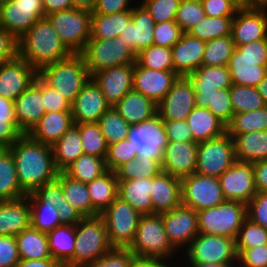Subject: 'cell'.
<instances>
[{
    "instance_id": "obj_1",
    "label": "cell",
    "mask_w": 267,
    "mask_h": 267,
    "mask_svg": "<svg viewBox=\"0 0 267 267\" xmlns=\"http://www.w3.org/2000/svg\"><path fill=\"white\" fill-rule=\"evenodd\" d=\"M8 149L15 161L18 182L26 195L56 180L59 171L54 163L52 146L22 134Z\"/></svg>"
},
{
    "instance_id": "obj_2",
    "label": "cell",
    "mask_w": 267,
    "mask_h": 267,
    "mask_svg": "<svg viewBox=\"0 0 267 267\" xmlns=\"http://www.w3.org/2000/svg\"><path fill=\"white\" fill-rule=\"evenodd\" d=\"M71 55L46 17L37 20L18 39V56L37 72L44 66L65 60Z\"/></svg>"
},
{
    "instance_id": "obj_3",
    "label": "cell",
    "mask_w": 267,
    "mask_h": 267,
    "mask_svg": "<svg viewBox=\"0 0 267 267\" xmlns=\"http://www.w3.org/2000/svg\"><path fill=\"white\" fill-rule=\"evenodd\" d=\"M38 76L71 104L91 77L80 54L44 66Z\"/></svg>"
},
{
    "instance_id": "obj_4",
    "label": "cell",
    "mask_w": 267,
    "mask_h": 267,
    "mask_svg": "<svg viewBox=\"0 0 267 267\" xmlns=\"http://www.w3.org/2000/svg\"><path fill=\"white\" fill-rule=\"evenodd\" d=\"M112 247L104 219L100 215L84 217L75 225L73 267H85Z\"/></svg>"
},
{
    "instance_id": "obj_5",
    "label": "cell",
    "mask_w": 267,
    "mask_h": 267,
    "mask_svg": "<svg viewBox=\"0 0 267 267\" xmlns=\"http://www.w3.org/2000/svg\"><path fill=\"white\" fill-rule=\"evenodd\" d=\"M138 258L167 259L175 251L160 214L141 215L135 237L128 247Z\"/></svg>"
},
{
    "instance_id": "obj_6",
    "label": "cell",
    "mask_w": 267,
    "mask_h": 267,
    "mask_svg": "<svg viewBox=\"0 0 267 267\" xmlns=\"http://www.w3.org/2000/svg\"><path fill=\"white\" fill-rule=\"evenodd\" d=\"M197 213L199 233L236 239L247 218V204L225 200L215 207L199 210Z\"/></svg>"
},
{
    "instance_id": "obj_7",
    "label": "cell",
    "mask_w": 267,
    "mask_h": 267,
    "mask_svg": "<svg viewBox=\"0 0 267 267\" xmlns=\"http://www.w3.org/2000/svg\"><path fill=\"white\" fill-rule=\"evenodd\" d=\"M61 42L72 54H80L91 37L92 12L71 8L46 15Z\"/></svg>"
},
{
    "instance_id": "obj_8",
    "label": "cell",
    "mask_w": 267,
    "mask_h": 267,
    "mask_svg": "<svg viewBox=\"0 0 267 267\" xmlns=\"http://www.w3.org/2000/svg\"><path fill=\"white\" fill-rule=\"evenodd\" d=\"M80 55L90 76L97 71L136 62V53L120 36L113 39H89Z\"/></svg>"
},
{
    "instance_id": "obj_9",
    "label": "cell",
    "mask_w": 267,
    "mask_h": 267,
    "mask_svg": "<svg viewBox=\"0 0 267 267\" xmlns=\"http://www.w3.org/2000/svg\"><path fill=\"white\" fill-rule=\"evenodd\" d=\"M113 247H129L141 217L129 203L117 197L101 214Z\"/></svg>"
},
{
    "instance_id": "obj_10",
    "label": "cell",
    "mask_w": 267,
    "mask_h": 267,
    "mask_svg": "<svg viewBox=\"0 0 267 267\" xmlns=\"http://www.w3.org/2000/svg\"><path fill=\"white\" fill-rule=\"evenodd\" d=\"M236 161L233 138L226 132L198 144L196 173L219 177Z\"/></svg>"
},
{
    "instance_id": "obj_11",
    "label": "cell",
    "mask_w": 267,
    "mask_h": 267,
    "mask_svg": "<svg viewBox=\"0 0 267 267\" xmlns=\"http://www.w3.org/2000/svg\"><path fill=\"white\" fill-rule=\"evenodd\" d=\"M45 17L42 0L0 1V26L10 32L17 40L21 38L37 20Z\"/></svg>"
},
{
    "instance_id": "obj_12",
    "label": "cell",
    "mask_w": 267,
    "mask_h": 267,
    "mask_svg": "<svg viewBox=\"0 0 267 267\" xmlns=\"http://www.w3.org/2000/svg\"><path fill=\"white\" fill-rule=\"evenodd\" d=\"M187 249L189 263H228L238 261L235 239L199 233Z\"/></svg>"
},
{
    "instance_id": "obj_13",
    "label": "cell",
    "mask_w": 267,
    "mask_h": 267,
    "mask_svg": "<svg viewBox=\"0 0 267 267\" xmlns=\"http://www.w3.org/2000/svg\"><path fill=\"white\" fill-rule=\"evenodd\" d=\"M182 205L195 211L215 207L225 201L219 178L193 173L181 179Z\"/></svg>"
},
{
    "instance_id": "obj_14",
    "label": "cell",
    "mask_w": 267,
    "mask_h": 267,
    "mask_svg": "<svg viewBox=\"0 0 267 267\" xmlns=\"http://www.w3.org/2000/svg\"><path fill=\"white\" fill-rule=\"evenodd\" d=\"M137 149V155L157 159L162 162L163 152L168 144L164 120L158 113L143 123L131 125L127 136Z\"/></svg>"
},
{
    "instance_id": "obj_15",
    "label": "cell",
    "mask_w": 267,
    "mask_h": 267,
    "mask_svg": "<svg viewBox=\"0 0 267 267\" xmlns=\"http://www.w3.org/2000/svg\"><path fill=\"white\" fill-rule=\"evenodd\" d=\"M267 4H251L237 11L231 35L236 46L267 39Z\"/></svg>"
},
{
    "instance_id": "obj_16",
    "label": "cell",
    "mask_w": 267,
    "mask_h": 267,
    "mask_svg": "<svg viewBox=\"0 0 267 267\" xmlns=\"http://www.w3.org/2000/svg\"><path fill=\"white\" fill-rule=\"evenodd\" d=\"M218 178L225 200L248 204L257 193L253 163L236 161Z\"/></svg>"
},
{
    "instance_id": "obj_17",
    "label": "cell",
    "mask_w": 267,
    "mask_h": 267,
    "mask_svg": "<svg viewBox=\"0 0 267 267\" xmlns=\"http://www.w3.org/2000/svg\"><path fill=\"white\" fill-rule=\"evenodd\" d=\"M160 215L170 244L176 250L186 244L189 247L191 241L199 234L198 213L192 208L181 204Z\"/></svg>"
},
{
    "instance_id": "obj_18",
    "label": "cell",
    "mask_w": 267,
    "mask_h": 267,
    "mask_svg": "<svg viewBox=\"0 0 267 267\" xmlns=\"http://www.w3.org/2000/svg\"><path fill=\"white\" fill-rule=\"evenodd\" d=\"M196 106L193 85L188 77L179 76L165 97L157 104L163 120H186Z\"/></svg>"
},
{
    "instance_id": "obj_19",
    "label": "cell",
    "mask_w": 267,
    "mask_h": 267,
    "mask_svg": "<svg viewBox=\"0 0 267 267\" xmlns=\"http://www.w3.org/2000/svg\"><path fill=\"white\" fill-rule=\"evenodd\" d=\"M134 68L135 63H130L97 71L91 75L110 107L115 106L133 89Z\"/></svg>"
},
{
    "instance_id": "obj_20",
    "label": "cell",
    "mask_w": 267,
    "mask_h": 267,
    "mask_svg": "<svg viewBox=\"0 0 267 267\" xmlns=\"http://www.w3.org/2000/svg\"><path fill=\"white\" fill-rule=\"evenodd\" d=\"M38 76V72L17 56L0 64V96L14 101Z\"/></svg>"
},
{
    "instance_id": "obj_21",
    "label": "cell",
    "mask_w": 267,
    "mask_h": 267,
    "mask_svg": "<svg viewBox=\"0 0 267 267\" xmlns=\"http://www.w3.org/2000/svg\"><path fill=\"white\" fill-rule=\"evenodd\" d=\"M14 111L22 134H28L45 114L42 79L39 76L14 100Z\"/></svg>"
},
{
    "instance_id": "obj_22",
    "label": "cell",
    "mask_w": 267,
    "mask_h": 267,
    "mask_svg": "<svg viewBox=\"0 0 267 267\" xmlns=\"http://www.w3.org/2000/svg\"><path fill=\"white\" fill-rule=\"evenodd\" d=\"M198 144L195 141H169L163 152L162 171L179 179L195 173Z\"/></svg>"
},
{
    "instance_id": "obj_23",
    "label": "cell",
    "mask_w": 267,
    "mask_h": 267,
    "mask_svg": "<svg viewBox=\"0 0 267 267\" xmlns=\"http://www.w3.org/2000/svg\"><path fill=\"white\" fill-rule=\"evenodd\" d=\"M109 108L101 89L90 77L71 104L73 123H97Z\"/></svg>"
},
{
    "instance_id": "obj_24",
    "label": "cell",
    "mask_w": 267,
    "mask_h": 267,
    "mask_svg": "<svg viewBox=\"0 0 267 267\" xmlns=\"http://www.w3.org/2000/svg\"><path fill=\"white\" fill-rule=\"evenodd\" d=\"M155 21L146 8L141 4L134 6L131 20L120 33L122 41L136 54L150 47L154 43Z\"/></svg>"
},
{
    "instance_id": "obj_25",
    "label": "cell",
    "mask_w": 267,
    "mask_h": 267,
    "mask_svg": "<svg viewBox=\"0 0 267 267\" xmlns=\"http://www.w3.org/2000/svg\"><path fill=\"white\" fill-rule=\"evenodd\" d=\"M178 77L174 71L147 69L135 62L133 89L158 104Z\"/></svg>"
},
{
    "instance_id": "obj_26",
    "label": "cell",
    "mask_w": 267,
    "mask_h": 267,
    "mask_svg": "<svg viewBox=\"0 0 267 267\" xmlns=\"http://www.w3.org/2000/svg\"><path fill=\"white\" fill-rule=\"evenodd\" d=\"M206 42L183 33L181 39L171 48L174 72L187 77L196 71L204 58Z\"/></svg>"
},
{
    "instance_id": "obj_27",
    "label": "cell",
    "mask_w": 267,
    "mask_h": 267,
    "mask_svg": "<svg viewBox=\"0 0 267 267\" xmlns=\"http://www.w3.org/2000/svg\"><path fill=\"white\" fill-rule=\"evenodd\" d=\"M151 199L153 214L170 211L182 204L181 179L161 171L152 178Z\"/></svg>"
},
{
    "instance_id": "obj_28",
    "label": "cell",
    "mask_w": 267,
    "mask_h": 267,
    "mask_svg": "<svg viewBox=\"0 0 267 267\" xmlns=\"http://www.w3.org/2000/svg\"><path fill=\"white\" fill-rule=\"evenodd\" d=\"M28 196L0 201V235L16 236L31 226Z\"/></svg>"
},
{
    "instance_id": "obj_29",
    "label": "cell",
    "mask_w": 267,
    "mask_h": 267,
    "mask_svg": "<svg viewBox=\"0 0 267 267\" xmlns=\"http://www.w3.org/2000/svg\"><path fill=\"white\" fill-rule=\"evenodd\" d=\"M72 125L71 111H52L45 113L28 135L40 143L53 146Z\"/></svg>"
},
{
    "instance_id": "obj_30",
    "label": "cell",
    "mask_w": 267,
    "mask_h": 267,
    "mask_svg": "<svg viewBox=\"0 0 267 267\" xmlns=\"http://www.w3.org/2000/svg\"><path fill=\"white\" fill-rule=\"evenodd\" d=\"M227 67L232 84L238 86L257 87L267 74V60H250L242 57V53L237 48Z\"/></svg>"
},
{
    "instance_id": "obj_31",
    "label": "cell",
    "mask_w": 267,
    "mask_h": 267,
    "mask_svg": "<svg viewBox=\"0 0 267 267\" xmlns=\"http://www.w3.org/2000/svg\"><path fill=\"white\" fill-rule=\"evenodd\" d=\"M113 107L129 125L143 123L157 113V104L134 89Z\"/></svg>"
},
{
    "instance_id": "obj_32",
    "label": "cell",
    "mask_w": 267,
    "mask_h": 267,
    "mask_svg": "<svg viewBox=\"0 0 267 267\" xmlns=\"http://www.w3.org/2000/svg\"><path fill=\"white\" fill-rule=\"evenodd\" d=\"M195 142L218 138L227 132V126L209 109L195 106L186 118Z\"/></svg>"
},
{
    "instance_id": "obj_33",
    "label": "cell",
    "mask_w": 267,
    "mask_h": 267,
    "mask_svg": "<svg viewBox=\"0 0 267 267\" xmlns=\"http://www.w3.org/2000/svg\"><path fill=\"white\" fill-rule=\"evenodd\" d=\"M152 178L118 180V197L129 203L141 215L153 214Z\"/></svg>"
},
{
    "instance_id": "obj_34",
    "label": "cell",
    "mask_w": 267,
    "mask_h": 267,
    "mask_svg": "<svg viewBox=\"0 0 267 267\" xmlns=\"http://www.w3.org/2000/svg\"><path fill=\"white\" fill-rule=\"evenodd\" d=\"M237 161L254 163L267 159V130L231 136Z\"/></svg>"
},
{
    "instance_id": "obj_35",
    "label": "cell",
    "mask_w": 267,
    "mask_h": 267,
    "mask_svg": "<svg viewBox=\"0 0 267 267\" xmlns=\"http://www.w3.org/2000/svg\"><path fill=\"white\" fill-rule=\"evenodd\" d=\"M93 206V217L100 215L118 197V179L107 170L86 184Z\"/></svg>"
},
{
    "instance_id": "obj_36",
    "label": "cell",
    "mask_w": 267,
    "mask_h": 267,
    "mask_svg": "<svg viewBox=\"0 0 267 267\" xmlns=\"http://www.w3.org/2000/svg\"><path fill=\"white\" fill-rule=\"evenodd\" d=\"M47 238L52 258L62 267H73L75 226H57L47 233Z\"/></svg>"
},
{
    "instance_id": "obj_37",
    "label": "cell",
    "mask_w": 267,
    "mask_h": 267,
    "mask_svg": "<svg viewBox=\"0 0 267 267\" xmlns=\"http://www.w3.org/2000/svg\"><path fill=\"white\" fill-rule=\"evenodd\" d=\"M52 150L56 169L63 172L84 154L78 127L75 124L72 125L52 146Z\"/></svg>"
},
{
    "instance_id": "obj_38",
    "label": "cell",
    "mask_w": 267,
    "mask_h": 267,
    "mask_svg": "<svg viewBox=\"0 0 267 267\" xmlns=\"http://www.w3.org/2000/svg\"><path fill=\"white\" fill-rule=\"evenodd\" d=\"M187 77L192 83L194 91H217V89H230L232 86L227 66L201 65Z\"/></svg>"
},
{
    "instance_id": "obj_39",
    "label": "cell",
    "mask_w": 267,
    "mask_h": 267,
    "mask_svg": "<svg viewBox=\"0 0 267 267\" xmlns=\"http://www.w3.org/2000/svg\"><path fill=\"white\" fill-rule=\"evenodd\" d=\"M26 196L18 182L15 161L8 148H0V201Z\"/></svg>"
},
{
    "instance_id": "obj_40",
    "label": "cell",
    "mask_w": 267,
    "mask_h": 267,
    "mask_svg": "<svg viewBox=\"0 0 267 267\" xmlns=\"http://www.w3.org/2000/svg\"><path fill=\"white\" fill-rule=\"evenodd\" d=\"M56 180L62 187L65 199L83 217H93V206L88 189L85 183L67 176L64 172H59Z\"/></svg>"
},
{
    "instance_id": "obj_41",
    "label": "cell",
    "mask_w": 267,
    "mask_h": 267,
    "mask_svg": "<svg viewBox=\"0 0 267 267\" xmlns=\"http://www.w3.org/2000/svg\"><path fill=\"white\" fill-rule=\"evenodd\" d=\"M15 237L20 259L52 258L46 233L40 232L30 226Z\"/></svg>"
},
{
    "instance_id": "obj_42",
    "label": "cell",
    "mask_w": 267,
    "mask_h": 267,
    "mask_svg": "<svg viewBox=\"0 0 267 267\" xmlns=\"http://www.w3.org/2000/svg\"><path fill=\"white\" fill-rule=\"evenodd\" d=\"M131 20V11L104 15L92 14L90 39H113L120 35Z\"/></svg>"
},
{
    "instance_id": "obj_43",
    "label": "cell",
    "mask_w": 267,
    "mask_h": 267,
    "mask_svg": "<svg viewBox=\"0 0 267 267\" xmlns=\"http://www.w3.org/2000/svg\"><path fill=\"white\" fill-rule=\"evenodd\" d=\"M30 203L31 227L49 233L57 226H61L58 208L51 204H45L34 193L27 195Z\"/></svg>"
},
{
    "instance_id": "obj_44",
    "label": "cell",
    "mask_w": 267,
    "mask_h": 267,
    "mask_svg": "<svg viewBox=\"0 0 267 267\" xmlns=\"http://www.w3.org/2000/svg\"><path fill=\"white\" fill-rule=\"evenodd\" d=\"M106 171L105 158L84 153L63 172L70 178L87 184Z\"/></svg>"
},
{
    "instance_id": "obj_45",
    "label": "cell",
    "mask_w": 267,
    "mask_h": 267,
    "mask_svg": "<svg viewBox=\"0 0 267 267\" xmlns=\"http://www.w3.org/2000/svg\"><path fill=\"white\" fill-rule=\"evenodd\" d=\"M162 171L161 163L154 158L139 156L119 166L114 172L118 180L154 178Z\"/></svg>"
},
{
    "instance_id": "obj_46",
    "label": "cell",
    "mask_w": 267,
    "mask_h": 267,
    "mask_svg": "<svg viewBox=\"0 0 267 267\" xmlns=\"http://www.w3.org/2000/svg\"><path fill=\"white\" fill-rule=\"evenodd\" d=\"M234 16L209 17L197 22L186 33L205 42L231 35Z\"/></svg>"
},
{
    "instance_id": "obj_47",
    "label": "cell",
    "mask_w": 267,
    "mask_h": 267,
    "mask_svg": "<svg viewBox=\"0 0 267 267\" xmlns=\"http://www.w3.org/2000/svg\"><path fill=\"white\" fill-rule=\"evenodd\" d=\"M260 130H267V105L258 110L234 114L227 125L230 136Z\"/></svg>"
},
{
    "instance_id": "obj_48",
    "label": "cell",
    "mask_w": 267,
    "mask_h": 267,
    "mask_svg": "<svg viewBox=\"0 0 267 267\" xmlns=\"http://www.w3.org/2000/svg\"><path fill=\"white\" fill-rule=\"evenodd\" d=\"M236 49L232 35L212 39L206 42L202 65L227 66Z\"/></svg>"
},
{
    "instance_id": "obj_49",
    "label": "cell",
    "mask_w": 267,
    "mask_h": 267,
    "mask_svg": "<svg viewBox=\"0 0 267 267\" xmlns=\"http://www.w3.org/2000/svg\"><path fill=\"white\" fill-rule=\"evenodd\" d=\"M97 123L105 137L107 145L126 139L131 126L121 117L114 107H110Z\"/></svg>"
},
{
    "instance_id": "obj_50",
    "label": "cell",
    "mask_w": 267,
    "mask_h": 267,
    "mask_svg": "<svg viewBox=\"0 0 267 267\" xmlns=\"http://www.w3.org/2000/svg\"><path fill=\"white\" fill-rule=\"evenodd\" d=\"M136 63L147 69L174 71L169 47L152 45L136 54Z\"/></svg>"
},
{
    "instance_id": "obj_51",
    "label": "cell",
    "mask_w": 267,
    "mask_h": 267,
    "mask_svg": "<svg viewBox=\"0 0 267 267\" xmlns=\"http://www.w3.org/2000/svg\"><path fill=\"white\" fill-rule=\"evenodd\" d=\"M230 94L234 114L258 110L266 106L256 87L232 84Z\"/></svg>"
},
{
    "instance_id": "obj_52",
    "label": "cell",
    "mask_w": 267,
    "mask_h": 267,
    "mask_svg": "<svg viewBox=\"0 0 267 267\" xmlns=\"http://www.w3.org/2000/svg\"><path fill=\"white\" fill-rule=\"evenodd\" d=\"M75 125L79 129L84 153L105 158L108 145L98 123L91 122Z\"/></svg>"
},
{
    "instance_id": "obj_53",
    "label": "cell",
    "mask_w": 267,
    "mask_h": 267,
    "mask_svg": "<svg viewBox=\"0 0 267 267\" xmlns=\"http://www.w3.org/2000/svg\"><path fill=\"white\" fill-rule=\"evenodd\" d=\"M237 255L243 250L267 244V228L245 219L235 239Z\"/></svg>"
},
{
    "instance_id": "obj_54",
    "label": "cell",
    "mask_w": 267,
    "mask_h": 267,
    "mask_svg": "<svg viewBox=\"0 0 267 267\" xmlns=\"http://www.w3.org/2000/svg\"><path fill=\"white\" fill-rule=\"evenodd\" d=\"M137 157V149L128 138L108 145L105 157L107 170L115 171L122 164Z\"/></svg>"
},
{
    "instance_id": "obj_55",
    "label": "cell",
    "mask_w": 267,
    "mask_h": 267,
    "mask_svg": "<svg viewBox=\"0 0 267 267\" xmlns=\"http://www.w3.org/2000/svg\"><path fill=\"white\" fill-rule=\"evenodd\" d=\"M205 16L206 13L200 0H181L174 21L186 33L197 22L204 19Z\"/></svg>"
},
{
    "instance_id": "obj_56",
    "label": "cell",
    "mask_w": 267,
    "mask_h": 267,
    "mask_svg": "<svg viewBox=\"0 0 267 267\" xmlns=\"http://www.w3.org/2000/svg\"><path fill=\"white\" fill-rule=\"evenodd\" d=\"M181 0H143L142 5L155 23L175 20Z\"/></svg>"
},
{
    "instance_id": "obj_57",
    "label": "cell",
    "mask_w": 267,
    "mask_h": 267,
    "mask_svg": "<svg viewBox=\"0 0 267 267\" xmlns=\"http://www.w3.org/2000/svg\"><path fill=\"white\" fill-rule=\"evenodd\" d=\"M135 255L128 247H112L102 257L85 267H129Z\"/></svg>"
},
{
    "instance_id": "obj_58",
    "label": "cell",
    "mask_w": 267,
    "mask_h": 267,
    "mask_svg": "<svg viewBox=\"0 0 267 267\" xmlns=\"http://www.w3.org/2000/svg\"><path fill=\"white\" fill-rule=\"evenodd\" d=\"M183 33L174 20L156 23L153 45L172 48L181 39Z\"/></svg>"
},
{
    "instance_id": "obj_59",
    "label": "cell",
    "mask_w": 267,
    "mask_h": 267,
    "mask_svg": "<svg viewBox=\"0 0 267 267\" xmlns=\"http://www.w3.org/2000/svg\"><path fill=\"white\" fill-rule=\"evenodd\" d=\"M208 109L227 126L234 115L230 89H217L213 98V107Z\"/></svg>"
},
{
    "instance_id": "obj_60",
    "label": "cell",
    "mask_w": 267,
    "mask_h": 267,
    "mask_svg": "<svg viewBox=\"0 0 267 267\" xmlns=\"http://www.w3.org/2000/svg\"><path fill=\"white\" fill-rule=\"evenodd\" d=\"M247 218L267 228V192H257L247 204Z\"/></svg>"
},
{
    "instance_id": "obj_61",
    "label": "cell",
    "mask_w": 267,
    "mask_h": 267,
    "mask_svg": "<svg viewBox=\"0 0 267 267\" xmlns=\"http://www.w3.org/2000/svg\"><path fill=\"white\" fill-rule=\"evenodd\" d=\"M20 260L16 237L0 235V267H15Z\"/></svg>"
},
{
    "instance_id": "obj_62",
    "label": "cell",
    "mask_w": 267,
    "mask_h": 267,
    "mask_svg": "<svg viewBox=\"0 0 267 267\" xmlns=\"http://www.w3.org/2000/svg\"><path fill=\"white\" fill-rule=\"evenodd\" d=\"M42 96L45 113L52 111H71V103L42 80Z\"/></svg>"
},
{
    "instance_id": "obj_63",
    "label": "cell",
    "mask_w": 267,
    "mask_h": 267,
    "mask_svg": "<svg viewBox=\"0 0 267 267\" xmlns=\"http://www.w3.org/2000/svg\"><path fill=\"white\" fill-rule=\"evenodd\" d=\"M237 263L240 267H267V244L243 250Z\"/></svg>"
},
{
    "instance_id": "obj_64",
    "label": "cell",
    "mask_w": 267,
    "mask_h": 267,
    "mask_svg": "<svg viewBox=\"0 0 267 267\" xmlns=\"http://www.w3.org/2000/svg\"><path fill=\"white\" fill-rule=\"evenodd\" d=\"M34 194L45 204L54 205L56 208L65 202L62 187L57 180L39 187Z\"/></svg>"
},
{
    "instance_id": "obj_65",
    "label": "cell",
    "mask_w": 267,
    "mask_h": 267,
    "mask_svg": "<svg viewBox=\"0 0 267 267\" xmlns=\"http://www.w3.org/2000/svg\"><path fill=\"white\" fill-rule=\"evenodd\" d=\"M206 16H235L239 8L229 0H200Z\"/></svg>"
},
{
    "instance_id": "obj_66",
    "label": "cell",
    "mask_w": 267,
    "mask_h": 267,
    "mask_svg": "<svg viewBox=\"0 0 267 267\" xmlns=\"http://www.w3.org/2000/svg\"><path fill=\"white\" fill-rule=\"evenodd\" d=\"M168 141H194L186 120H164Z\"/></svg>"
},
{
    "instance_id": "obj_67",
    "label": "cell",
    "mask_w": 267,
    "mask_h": 267,
    "mask_svg": "<svg viewBox=\"0 0 267 267\" xmlns=\"http://www.w3.org/2000/svg\"><path fill=\"white\" fill-rule=\"evenodd\" d=\"M21 135L16 118H0V148H10Z\"/></svg>"
},
{
    "instance_id": "obj_68",
    "label": "cell",
    "mask_w": 267,
    "mask_h": 267,
    "mask_svg": "<svg viewBox=\"0 0 267 267\" xmlns=\"http://www.w3.org/2000/svg\"><path fill=\"white\" fill-rule=\"evenodd\" d=\"M18 56V40L0 26V64Z\"/></svg>"
},
{
    "instance_id": "obj_69",
    "label": "cell",
    "mask_w": 267,
    "mask_h": 267,
    "mask_svg": "<svg viewBox=\"0 0 267 267\" xmlns=\"http://www.w3.org/2000/svg\"><path fill=\"white\" fill-rule=\"evenodd\" d=\"M131 0H97V4L92 14H114L123 11H132L133 6L129 7Z\"/></svg>"
},
{
    "instance_id": "obj_70",
    "label": "cell",
    "mask_w": 267,
    "mask_h": 267,
    "mask_svg": "<svg viewBox=\"0 0 267 267\" xmlns=\"http://www.w3.org/2000/svg\"><path fill=\"white\" fill-rule=\"evenodd\" d=\"M236 48L242 53V57L250 60H267V39L253 41Z\"/></svg>"
},
{
    "instance_id": "obj_71",
    "label": "cell",
    "mask_w": 267,
    "mask_h": 267,
    "mask_svg": "<svg viewBox=\"0 0 267 267\" xmlns=\"http://www.w3.org/2000/svg\"><path fill=\"white\" fill-rule=\"evenodd\" d=\"M58 213L61 225L75 226L84 218L66 199L58 207Z\"/></svg>"
},
{
    "instance_id": "obj_72",
    "label": "cell",
    "mask_w": 267,
    "mask_h": 267,
    "mask_svg": "<svg viewBox=\"0 0 267 267\" xmlns=\"http://www.w3.org/2000/svg\"><path fill=\"white\" fill-rule=\"evenodd\" d=\"M254 185L257 192H267V159L253 163Z\"/></svg>"
},
{
    "instance_id": "obj_73",
    "label": "cell",
    "mask_w": 267,
    "mask_h": 267,
    "mask_svg": "<svg viewBox=\"0 0 267 267\" xmlns=\"http://www.w3.org/2000/svg\"><path fill=\"white\" fill-rule=\"evenodd\" d=\"M45 16L53 12L63 11L73 8L71 0H42Z\"/></svg>"
},
{
    "instance_id": "obj_74",
    "label": "cell",
    "mask_w": 267,
    "mask_h": 267,
    "mask_svg": "<svg viewBox=\"0 0 267 267\" xmlns=\"http://www.w3.org/2000/svg\"><path fill=\"white\" fill-rule=\"evenodd\" d=\"M15 267H62L53 258L47 259H21Z\"/></svg>"
},
{
    "instance_id": "obj_75",
    "label": "cell",
    "mask_w": 267,
    "mask_h": 267,
    "mask_svg": "<svg viewBox=\"0 0 267 267\" xmlns=\"http://www.w3.org/2000/svg\"><path fill=\"white\" fill-rule=\"evenodd\" d=\"M196 106L206 108L213 107V98L216 91H194Z\"/></svg>"
},
{
    "instance_id": "obj_76",
    "label": "cell",
    "mask_w": 267,
    "mask_h": 267,
    "mask_svg": "<svg viewBox=\"0 0 267 267\" xmlns=\"http://www.w3.org/2000/svg\"><path fill=\"white\" fill-rule=\"evenodd\" d=\"M129 267H169L163 259H150L135 257Z\"/></svg>"
},
{
    "instance_id": "obj_77",
    "label": "cell",
    "mask_w": 267,
    "mask_h": 267,
    "mask_svg": "<svg viewBox=\"0 0 267 267\" xmlns=\"http://www.w3.org/2000/svg\"><path fill=\"white\" fill-rule=\"evenodd\" d=\"M0 118H15L14 101L0 96Z\"/></svg>"
},
{
    "instance_id": "obj_78",
    "label": "cell",
    "mask_w": 267,
    "mask_h": 267,
    "mask_svg": "<svg viewBox=\"0 0 267 267\" xmlns=\"http://www.w3.org/2000/svg\"><path fill=\"white\" fill-rule=\"evenodd\" d=\"M73 8L77 9H84L88 11H93L96 4L97 0H71Z\"/></svg>"
},
{
    "instance_id": "obj_79",
    "label": "cell",
    "mask_w": 267,
    "mask_h": 267,
    "mask_svg": "<svg viewBox=\"0 0 267 267\" xmlns=\"http://www.w3.org/2000/svg\"><path fill=\"white\" fill-rule=\"evenodd\" d=\"M256 88L260 95L263 97L265 104L267 105V74L260 81Z\"/></svg>"
},
{
    "instance_id": "obj_80",
    "label": "cell",
    "mask_w": 267,
    "mask_h": 267,
    "mask_svg": "<svg viewBox=\"0 0 267 267\" xmlns=\"http://www.w3.org/2000/svg\"><path fill=\"white\" fill-rule=\"evenodd\" d=\"M192 267H234V262H228V263H190ZM239 267V265H237Z\"/></svg>"
}]
</instances>
